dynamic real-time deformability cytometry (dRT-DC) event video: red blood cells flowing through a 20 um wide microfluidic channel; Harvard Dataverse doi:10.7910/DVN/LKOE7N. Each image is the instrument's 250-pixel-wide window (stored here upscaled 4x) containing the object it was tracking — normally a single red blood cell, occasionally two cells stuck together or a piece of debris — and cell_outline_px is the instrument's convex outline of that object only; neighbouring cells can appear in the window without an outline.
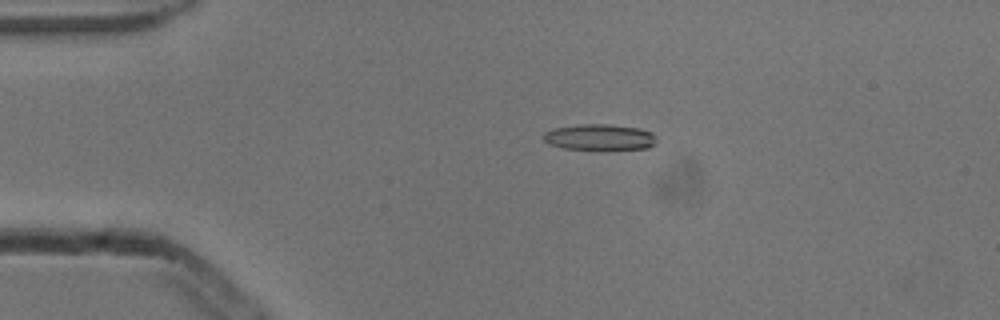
{"species": "common noctule bat (a hibernating species)", "species_latin": "Nyctalus noctula", "temperature_condition": "cold", "stored_images_in_passage": 2, "camera_frame_rate_fps": 3000, "um_per_image_px": 0.085, "animal": {"sex": "male", "body_mass_g": 13.3}, "frame": {"image": 1, "passage_image": 1, "time_ms": 0.0, "image_size_px": [1000, 320], "cell_outline_px": [[656, 144], [648, 148], [608, 152], [596, 152], [564, 148], [548, 144], [544, 140], [544, 132], [556, 128], [580, 124], [608, 124], [640, 128], [652, 132], [656, 136]], "centroid_in_image_um": [51.03, 11.72], "position_along_channel_um": 34.0, "area_um2": 18.15}}